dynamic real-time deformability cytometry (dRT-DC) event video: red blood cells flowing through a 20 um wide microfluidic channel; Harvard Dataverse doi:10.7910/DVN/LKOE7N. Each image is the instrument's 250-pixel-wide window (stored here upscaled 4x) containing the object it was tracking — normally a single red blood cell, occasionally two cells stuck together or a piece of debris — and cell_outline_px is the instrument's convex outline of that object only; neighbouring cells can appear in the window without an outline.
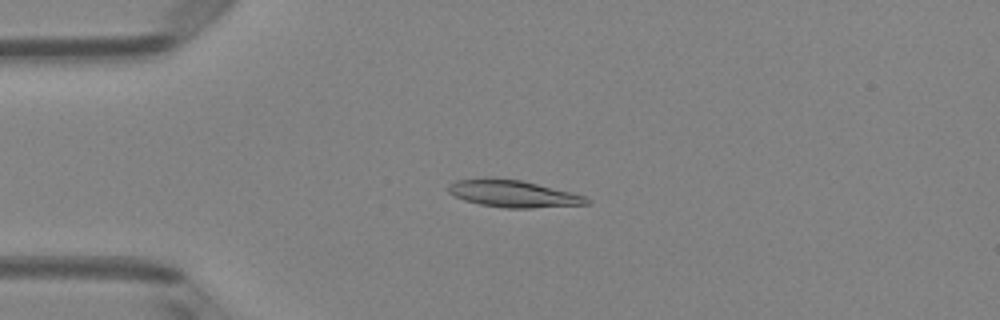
{"species": "Egyptian fruit bat (a non-hibernating species)", "species_latin": "Rousettus aegyptiacus", "temperature_condition": "room temperature", "stored_images_in_passage": 50, "camera_frame_rate_fps": 3000, "um_per_image_px": 0.085, "animal": {"sex": "female"}, "frame": {"image": 1, "passage_image": 12, "time_ms": 3.667, "image_size_px": [1000, 320], "cell_outline_px": [[592, 200], [588, 204], [532, 208], [504, 208], [480, 204], [464, 200], [448, 192], [448, 184], [456, 180], [484, 176], [488, 176], [520, 180], [572, 192], [584, 196]], "centroid_in_image_um": [43.58, 16.44], "position_along_channel_um": 41.4, "area_um2": 22.08}}
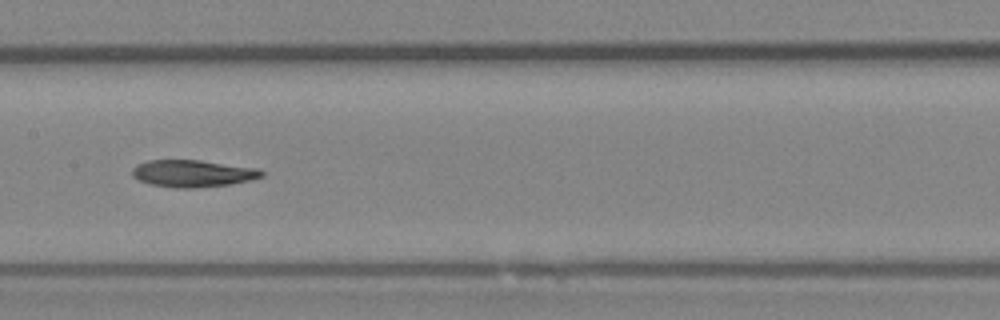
{"frame": {"image": 2, "passage_image": 25, "time_ms": 8.0, "image_size_px": [1000, 320], "cell_outline_px": [[264, 176], [248, 180], [228, 184], [196, 188], [172, 188], [148, 184], [132, 176], [132, 168], [136, 164], [148, 160], [200, 160], [256, 168], [264, 172]], "centroid_in_image_um": [16.32, 14.74], "position_along_channel_um": 191.1, "area_um2": 20.4}}
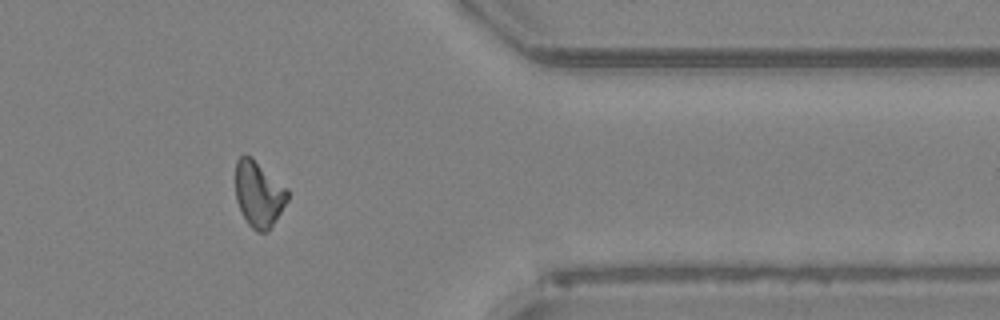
{"frame": {"image": 3, "passage_image": 41, "time_ms": 13.333, "image_size_px": [1000, 320], "cell_outline_px": [[288, 200], [268, 232], [256, 232], [248, 224], [236, 200], [236, 160], [240, 156], [252, 156], [288, 188]], "centroid_in_image_um": [22.01, 16.48], "position_along_channel_um": 389.4, "area_um2": 20.06}}